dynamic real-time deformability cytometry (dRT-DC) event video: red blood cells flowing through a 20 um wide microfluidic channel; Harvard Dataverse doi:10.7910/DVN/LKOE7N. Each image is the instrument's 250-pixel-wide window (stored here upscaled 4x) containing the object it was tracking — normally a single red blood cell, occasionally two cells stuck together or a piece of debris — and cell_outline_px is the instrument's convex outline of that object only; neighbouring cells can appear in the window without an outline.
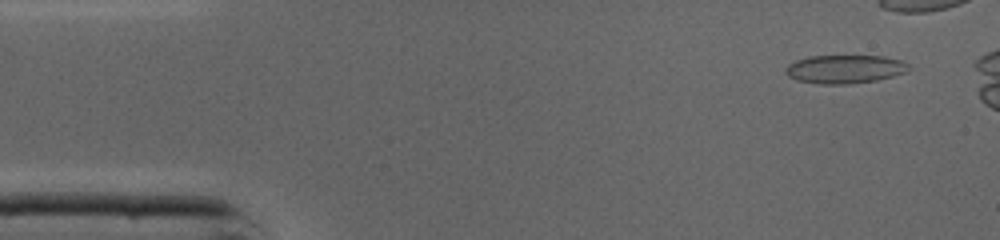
{"species": "common noctule bat (a hibernating species)", "species_latin": "Nyctalus noctula", "temperature_condition": "cold", "stored_images_in_passage": 35, "camera_frame_rate_fps": 3000, "um_per_image_px": 0.085, "animal": {"sex": "male", "body_mass_g": 19.0, "forearm_length_mm": 50.8}, "frame": {"image": 1, "passage_image": 3, "time_ms": 0.667, "image_size_px": [1000, 240], "cell_outline_px": [[912, 68], [908, 72], [876, 80], [848, 84], [820, 84], [796, 80], [788, 76], [784, 72], [784, 68], [788, 64], [796, 60], [808, 56], [884, 56], [904, 60]], "centroid_in_image_um": [71.82, 5.87], "position_along_channel_um": 13.2, "area_um2": 20.69}}
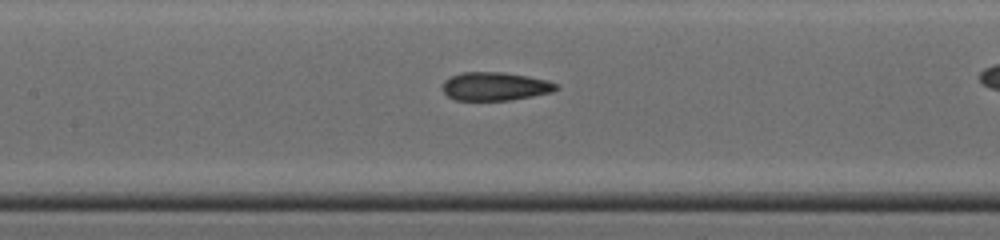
{"frame": {"image": 2, "passage_image": 20, "time_ms": 6.333, "image_size_px": [1000, 240], "cell_outline_px": [[560, 88], [552, 92], [512, 100], [456, 100], [448, 96], [444, 92], [444, 80], [460, 72], [504, 72], [528, 76], [548, 80], [556, 84]], "centroid_in_image_um": [42.11, 7.33], "position_along_channel_um": 165.3, "area_um2": 18.79}}
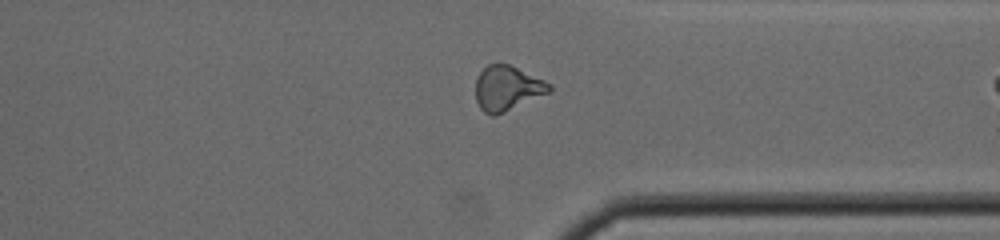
{"frame": {"image": 3, "passage_image": 34, "time_ms": 11.0, "image_size_px": [1000, 240], "cell_outline_px": [[552, 92], [496, 116], [492, 116], [484, 112], [480, 108], [476, 100], [476, 80], [480, 72], [488, 64], [508, 64], [544, 80], [552, 84]], "centroid_in_image_um": [43.14, 7.53], "position_along_channel_um": 368.3, "area_um2": 19.36}}